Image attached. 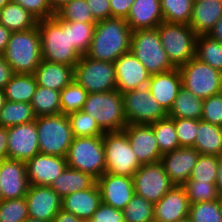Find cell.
<instances>
[{"label":"cell","mask_w":222,"mask_h":222,"mask_svg":"<svg viewBox=\"0 0 222 222\" xmlns=\"http://www.w3.org/2000/svg\"><path fill=\"white\" fill-rule=\"evenodd\" d=\"M132 30L122 18L100 20L94 28L87 57L97 61L115 62L122 54L130 52Z\"/></svg>","instance_id":"1"},{"label":"cell","mask_w":222,"mask_h":222,"mask_svg":"<svg viewBox=\"0 0 222 222\" xmlns=\"http://www.w3.org/2000/svg\"><path fill=\"white\" fill-rule=\"evenodd\" d=\"M42 60L75 67L81 55L70 44L69 22L52 18L38 20Z\"/></svg>","instance_id":"2"},{"label":"cell","mask_w":222,"mask_h":222,"mask_svg":"<svg viewBox=\"0 0 222 222\" xmlns=\"http://www.w3.org/2000/svg\"><path fill=\"white\" fill-rule=\"evenodd\" d=\"M3 55L14 73L34 74L42 61L38 26L26 31L12 32Z\"/></svg>","instance_id":"3"},{"label":"cell","mask_w":222,"mask_h":222,"mask_svg":"<svg viewBox=\"0 0 222 222\" xmlns=\"http://www.w3.org/2000/svg\"><path fill=\"white\" fill-rule=\"evenodd\" d=\"M82 111L90 115L104 132L123 131L128 124L122 93L117 89L88 94Z\"/></svg>","instance_id":"4"},{"label":"cell","mask_w":222,"mask_h":222,"mask_svg":"<svg viewBox=\"0 0 222 222\" xmlns=\"http://www.w3.org/2000/svg\"><path fill=\"white\" fill-rule=\"evenodd\" d=\"M35 121L40 153L66 157L74 138L68 116H39Z\"/></svg>","instance_id":"5"},{"label":"cell","mask_w":222,"mask_h":222,"mask_svg":"<svg viewBox=\"0 0 222 222\" xmlns=\"http://www.w3.org/2000/svg\"><path fill=\"white\" fill-rule=\"evenodd\" d=\"M107 174L133 177L142 165L132 150L126 132H105L102 136Z\"/></svg>","instance_id":"6"},{"label":"cell","mask_w":222,"mask_h":222,"mask_svg":"<svg viewBox=\"0 0 222 222\" xmlns=\"http://www.w3.org/2000/svg\"><path fill=\"white\" fill-rule=\"evenodd\" d=\"M157 30L168 59L175 68L195 57L198 35L189 25L162 22Z\"/></svg>","instance_id":"7"},{"label":"cell","mask_w":222,"mask_h":222,"mask_svg":"<svg viewBox=\"0 0 222 222\" xmlns=\"http://www.w3.org/2000/svg\"><path fill=\"white\" fill-rule=\"evenodd\" d=\"M130 51L151 75L175 68L161 44L157 28L133 30Z\"/></svg>","instance_id":"8"},{"label":"cell","mask_w":222,"mask_h":222,"mask_svg":"<svg viewBox=\"0 0 222 222\" xmlns=\"http://www.w3.org/2000/svg\"><path fill=\"white\" fill-rule=\"evenodd\" d=\"M68 167L90 174L96 180L105 172L102 136L74 137L66 155Z\"/></svg>","instance_id":"9"},{"label":"cell","mask_w":222,"mask_h":222,"mask_svg":"<svg viewBox=\"0 0 222 222\" xmlns=\"http://www.w3.org/2000/svg\"><path fill=\"white\" fill-rule=\"evenodd\" d=\"M73 80L89 94L114 91L116 90L115 64L93 60L83 55L74 67Z\"/></svg>","instance_id":"10"},{"label":"cell","mask_w":222,"mask_h":222,"mask_svg":"<svg viewBox=\"0 0 222 222\" xmlns=\"http://www.w3.org/2000/svg\"><path fill=\"white\" fill-rule=\"evenodd\" d=\"M182 77V87L196 97L207 99L222 92V72L192 58L178 68Z\"/></svg>","instance_id":"11"},{"label":"cell","mask_w":222,"mask_h":222,"mask_svg":"<svg viewBox=\"0 0 222 222\" xmlns=\"http://www.w3.org/2000/svg\"><path fill=\"white\" fill-rule=\"evenodd\" d=\"M124 115L128 124L151 125L168 116L164 108L153 98L148 86L122 93Z\"/></svg>","instance_id":"12"},{"label":"cell","mask_w":222,"mask_h":222,"mask_svg":"<svg viewBox=\"0 0 222 222\" xmlns=\"http://www.w3.org/2000/svg\"><path fill=\"white\" fill-rule=\"evenodd\" d=\"M133 182L135 194L153 204L175 186L160 161L142 164L133 175Z\"/></svg>","instance_id":"13"},{"label":"cell","mask_w":222,"mask_h":222,"mask_svg":"<svg viewBox=\"0 0 222 222\" xmlns=\"http://www.w3.org/2000/svg\"><path fill=\"white\" fill-rule=\"evenodd\" d=\"M38 153L36 121L8 127V159L27 162Z\"/></svg>","instance_id":"14"},{"label":"cell","mask_w":222,"mask_h":222,"mask_svg":"<svg viewBox=\"0 0 222 222\" xmlns=\"http://www.w3.org/2000/svg\"><path fill=\"white\" fill-rule=\"evenodd\" d=\"M28 216L53 222L62 208V198L50 186L30 185L25 196Z\"/></svg>","instance_id":"15"},{"label":"cell","mask_w":222,"mask_h":222,"mask_svg":"<svg viewBox=\"0 0 222 222\" xmlns=\"http://www.w3.org/2000/svg\"><path fill=\"white\" fill-rule=\"evenodd\" d=\"M114 64L116 89L120 93L148 86L151 74L131 51L122 54Z\"/></svg>","instance_id":"16"},{"label":"cell","mask_w":222,"mask_h":222,"mask_svg":"<svg viewBox=\"0 0 222 222\" xmlns=\"http://www.w3.org/2000/svg\"><path fill=\"white\" fill-rule=\"evenodd\" d=\"M127 138L141 164L159 162L162 153L159 150L152 125L127 124L124 128Z\"/></svg>","instance_id":"17"},{"label":"cell","mask_w":222,"mask_h":222,"mask_svg":"<svg viewBox=\"0 0 222 222\" xmlns=\"http://www.w3.org/2000/svg\"><path fill=\"white\" fill-rule=\"evenodd\" d=\"M200 153L194 147H179L162 155L160 162L175 186H183L190 178Z\"/></svg>","instance_id":"18"},{"label":"cell","mask_w":222,"mask_h":222,"mask_svg":"<svg viewBox=\"0 0 222 222\" xmlns=\"http://www.w3.org/2000/svg\"><path fill=\"white\" fill-rule=\"evenodd\" d=\"M96 183L101 201L119 210H123L135 195L133 177L104 173Z\"/></svg>","instance_id":"19"},{"label":"cell","mask_w":222,"mask_h":222,"mask_svg":"<svg viewBox=\"0 0 222 222\" xmlns=\"http://www.w3.org/2000/svg\"><path fill=\"white\" fill-rule=\"evenodd\" d=\"M29 186L26 162L12 159L0 162V189L3 200L25 197Z\"/></svg>","instance_id":"20"},{"label":"cell","mask_w":222,"mask_h":222,"mask_svg":"<svg viewBox=\"0 0 222 222\" xmlns=\"http://www.w3.org/2000/svg\"><path fill=\"white\" fill-rule=\"evenodd\" d=\"M67 166L66 157L38 153L26 162L29 184L51 186Z\"/></svg>","instance_id":"21"},{"label":"cell","mask_w":222,"mask_h":222,"mask_svg":"<svg viewBox=\"0 0 222 222\" xmlns=\"http://www.w3.org/2000/svg\"><path fill=\"white\" fill-rule=\"evenodd\" d=\"M190 202L183 186H174L154 204V219L176 222L188 216Z\"/></svg>","instance_id":"22"},{"label":"cell","mask_w":222,"mask_h":222,"mask_svg":"<svg viewBox=\"0 0 222 222\" xmlns=\"http://www.w3.org/2000/svg\"><path fill=\"white\" fill-rule=\"evenodd\" d=\"M182 87V77L178 68L151 75L148 88L153 98L168 113Z\"/></svg>","instance_id":"23"},{"label":"cell","mask_w":222,"mask_h":222,"mask_svg":"<svg viewBox=\"0 0 222 222\" xmlns=\"http://www.w3.org/2000/svg\"><path fill=\"white\" fill-rule=\"evenodd\" d=\"M131 30L157 28L164 17L160 0H135L125 19Z\"/></svg>","instance_id":"24"},{"label":"cell","mask_w":222,"mask_h":222,"mask_svg":"<svg viewBox=\"0 0 222 222\" xmlns=\"http://www.w3.org/2000/svg\"><path fill=\"white\" fill-rule=\"evenodd\" d=\"M101 193L95 182L90 188L69 194L62 199V209L82 220H90L101 204Z\"/></svg>","instance_id":"25"},{"label":"cell","mask_w":222,"mask_h":222,"mask_svg":"<svg viewBox=\"0 0 222 222\" xmlns=\"http://www.w3.org/2000/svg\"><path fill=\"white\" fill-rule=\"evenodd\" d=\"M38 86L61 91L74 78V67L42 60L34 72Z\"/></svg>","instance_id":"26"},{"label":"cell","mask_w":222,"mask_h":222,"mask_svg":"<svg viewBox=\"0 0 222 222\" xmlns=\"http://www.w3.org/2000/svg\"><path fill=\"white\" fill-rule=\"evenodd\" d=\"M222 16V0H194L189 26L197 35H207Z\"/></svg>","instance_id":"27"},{"label":"cell","mask_w":222,"mask_h":222,"mask_svg":"<svg viewBox=\"0 0 222 222\" xmlns=\"http://www.w3.org/2000/svg\"><path fill=\"white\" fill-rule=\"evenodd\" d=\"M194 147L201 155H222V127L198 120V131Z\"/></svg>","instance_id":"28"},{"label":"cell","mask_w":222,"mask_h":222,"mask_svg":"<svg viewBox=\"0 0 222 222\" xmlns=\"http://www.w3.org/2000/svg\"><path fill=\"white\" fill-rule=\"evenodd\" d=\"M95 182L90 174L67 166L50 187L63 199L71 193L90 188Z\"/></svg>","instance_id":"29"},{"label":"cell","mask_w":222,"mask_h":222,"mask_svg":"<svg viewBox=\"0 0 222 222\" xmlns=\"http://www.w3.org/2000/svg\"><path fill=\"white\" fill-rule=\"evenodd\" d=\"M0 24L11 32L26 31L36 27L38 19L21 5L9 2L0 10Z\"/></svg>","instance_id":"30"},{"label":"cell","mask_w":222,"mask_h":222,"mask_svg":"<svg viewBox=\"0 0 222 222\" xmlns=\"http://www.w3.org/2000/svg\"><path fill=\"white\" fill-rule=\"evenodd\" d=\"M203 99L196 97L191 91L181 87L168 116L171 118H189L201 120Z\"/></svg>","instance_id":"31"},{"label":"cell","mask_w":222,"mask_h":222,"mask_svg":"<svg viewBox=\"0 0 222 222\" xmlns=\"http://www.w3.org/2000/svg\"><path fill=\"white\" fill-rule=\"evenodd\" d=\"M37 86L34 74L15 73L4 88L6 100L30 103Z\"/></svg>","instance_id":"32"},{"label":"cell","mask_w":222,"mask_h":222,"mask_svg":"<svg viewBox=\"0 0 222 222\" xmlns=\"http://www.w3.org/2000/svg\"><path fill=\"white\" fill-rule=\"evenodd\" d=\"M36 120L30 103L6 101L0 111V127H11Z\"/></svg>","instance_id":"33"},{"label":"cell","mask_w":222,"mask_h":222,"mask_svg":"<svg viewBox=\"0 0 222 222\" xmlns=\"http://www.w3.org/2000/svg\"><path fill=\"white\" fill-rule=\"evenodd\" d=\"M30 104L36 117L61 114L60 91L37 86Z\"/></svg>","instance_id":"34"},{"label":"cell","mask_w":222,"mask_h":222,"mask_svg":"<svg viewBox=\"0 0 222 222\" xmlns=\"http://www.w3.org/2000/svg\"><path fill=\"white\" fill-rule=\"evenodd\" d=\"M195 58L222 72V43L208 35H198Z\"/></svg>","instance_id":"35"},{"label":"cell","mask_w":222,"mask_h":222,"mask_svg":"<svg viewBox=\"0 0 222 222\" xmlns=\"http://www.w3.org/2000/svg\"><path fill=\"white\" fill-rule=\"evenodd\" d=\"M152 125L155 138L162 154L173 151L181 147L176 135L173 118L167 116L154 122Z\"/></svg>","instance_id":"36"},{"label":"cell","mask_w":222,"mask_h":222,"mask_svg":"<svg viewBox=\"0 0 222 222\" xmlns=\"http://www.w3.org/2000/svg\"><path fill=\"white\" fill-rule=\"evenodd\" d=\"M164 22L189 25L194 0H160Z\"/></svg>","instance_id":"37"},{"label":"cell","mask_w":222,"mask_h":222,"mask_svg":"<svg viewBox=\"0 0 222 222\" xmlns=\"http://www.w3.org/2000/svg\"><path fill=\"white\" fill-rule=\"evenodd\" d=\"M88 92L74 80L60 91L61 114L82 110Z\"/></svg>","instance_id":"38"},{"label":"cell","mask_w":222,"mask_h":222,"mask_svg":"<svg viewBox=\"0 0 222 222\" xmlns=\"http://www.w3.org/2000/svg\"><path fill=\"white\" fill-rule=\"evenodd\" d=\"M67 116L73 137H98L105 133L97 122L82 110L69 113Z\"/></svg>","instance_id":"39"},{"label":"cell","mask_w":222,"mask_h":222,"mask_svg":"<svg viewBox=\"0 0 222 222\" xmlns=\"http://www.w3.org/2000/svg\"><path fill=\"white\" fill-rule=\"evenodd\" d=\"M96 23L69 22L70 44L81 55H85L93 39Z\"/></svg>","instance_id":"40"},{"label":"cell","mask_w":222,"mask_h":222,"mask_svg":"<svg viewBox=\"0 0 222 222\" xmlns=\"http://www.w3.org/2000/svg\"><path fill=\"white\" fill-rule=\"evenodd\" d=\"M154 204L144 197L134 195L123 209L125 222H150L154 219Z\"/></svg>","instance_id":"41"},{"label":"cell","mask_w":222,"mask_h":222,"mask_svg":"<svg viewBox=\"0 0 222 222\" xmlns=\"http://www.w3.org/2000/svg\"><path fill=\"white\" fill-rule=\"evenodd\" d=\"M55 15L63 21L67 22H85L97 23L93 17L86 0H72L68 4L59 9Z\"/></svg>","instance_id":"42"},{"label":"cell","mask_w":222,"mask_h":222,"mask_svg":"<svg viewBox=\"0 0 222 222\" xmlns=\"http://www.w3.org/2000/svg\"><path fill=\"white\" fill-rule=\"evenodd\" d=\"M188 217L192 222H222V209L219 199L190 204Z\"/></svg>","instance_id":"43"},{"label":"cell","mask_w":222,"mask_h":222,"mask_svg":"<svg viewBox=\"0 0 222 222\" xmlns=\"http://www.w3.org/2000/svg\"><path fill=\"white\" fill-rule=\"evenodd\" d=\"M218 162V156L200 154L188 180L216 184Z\"/></svg>","instance_id":"44"},{"label":"cell","mask_w":222,"mask_h":222,"mask_svg":"<svg viewBox=\"0 0 222 222\" xmlns=\"http://www.w3.org/2000/svg\"><path fill=\"white\" fill-rule=\"evenodd\" d=\"M183 187L186 190L190 204L210 202L219 199L217 187L214 183L187 180Z\"/></svg>","instance_id":"45"},{"label":"cell","mask_w":222,"mask_h":222,"mask_svg":"<svg viewBox=\"0 0 222 222\" xmlns=\"http://www.w3.org/2000/svg\"><path fill=\"white\" fill-rule=\"evenodd\" d=\"M28 217L25 197L0 201V222H23Z\"/></svg>","instance_id":"46"},{"label":"cell","mask_w":222,"mask_h":222,"mask_svg":"<svg viewBox=\"0 0 222 222\" xmlns=\"http://www.w3.org/2000/svg\"><path fill=\"white\" fill-rule=\"evenodd\" d=\"M176 135L181 147H192L198 131V119L173 118Z\"/></svg>","instance_id":"47"},{"label":"cell","mask_w":222,"mask_h":222,"mask_svg":"<svg viewBox=\"0 0 222 222\" xmlns=\"http://www.w3.org/2000/svg\"><path fill=\"white\" fill-rule=\"evenodd\" d=\"M201 120L222 127V93L203 100Z\"/></svg>","instance_id":"48"},{"label":"cell","mask_w":222,"mask_h":222,"mask_svg":"<svg viewBox=\"0 0 222 222\" xmlns=\"http://www.w3.org/2000/svg\"><path fill=\"white\" fill-rule=\"evenodd\" d=\"M11 2L21 5L38 20L52 18L55 15L49 0H11Z\"/></svg>","instance_id":"49"},{"label":"cell","mask_w":222,"mask_h":222,"mask_svg":"<svg viewBox=\"0 0 222 222\" xmlns=\"http://www.w3.org/2000/svg\"><path fill=\"white\" fill-rule=\"evenodd\" d=\"M90 222H125L123 210L116 209L103 202L93 213Z\"/></svg>","instance_id":"50"},{"label":"cell","mask_w":222,"mask_h":222,"mask_svg":"<svg viewBox=\"0 0 222 222\" xmlns=\"http://www.w3.org/2000/svg\"><path fill=\"white\" fill-rule=\"evenodd\" d=\"M86 3L93 17L97 21L111 18V6L109 0H86Z\"/></svg>","instance_id":"51"},{"label":"cell","mask_w":222,"mask_h":222,"mask_svg":"<svg viewBox=\"0 0 222 222\" xmlns=\"http://www.w3.org/2000/svg\"><path fill=\"white\" fill-rule=\"evenodd\" d=\"M111 6V18L126 19L135 0H109Z\"/></svg>","instance_id":"52"},{"label":"cell","mask_w":222,"mask_h":222,"mask_svg":"<svg viewBox=\"0 0 222 222\" xmlns=\"http://www.w3.org/2000/svg\"><path fill=\"white\" fill-rule=\"evenodd\" d=\"M14 74L13 68L6 62L4 55L0 54V89L5 88Z\"/></svg>","instance_id":"53"},{"label":"cell","mask_w":222,"mask_h":222,"mask_svg":"<svg viewBox=\"0 0 222 222\" xmlns=\"http://www.w3.org/2000/svg\"><path fill=\"white\" fill-rule=\"evenodd\" d=\"M8 159V127H0V162Z\"/></svg>","instance_id":"54"},{"label":"cell","mask_w":222,"mask_h":222,"mask_svg":"<svg viewBox=\"0 0 222 222\" xmlns=\"http://www.w3.org/2000/svg\"><path fill=\"white\" fill-rule=\"evenodd\" d=\"M84 220L75 216L74 214L63 210L62 208L59 210L53 222H83Z\"/></svg>","instance_id":"55"},{"label":"cell","mask_w":222,"mask_h":222,"mask_svg":"<svg viewBox=\"0 0 222 222\" xmlns=\"http://www.w3.org/2000/svg\"><path fill=\"white\" fill-rule=\"evenodd\" d=\"M11 31L0 24V54H4L10 39Z\"/></svg>","instance_id":"56"},{"label":"cell","mask_w":222,"mask_h":222,"mask_svg":"<svg viewBox=\"0 0 222 222\" xmlns=\"http://www.w3.org/2000/svg\"><path fill=\"white\" fill-rule=\"evenodd\" d=\"M207 35L213 40L222 43V16Z\"/></svg>","instance_id":"57"},{"label":"cell","mask_w":222,"mask_h":222,"mask_svg":"<svg viewBox=\"0 0 222 222\" xmlns=\"http://www.w3.org/2000/svg\"><path fill=\"white\" fill-rule=\"evenodd\" d=\"M216 187L219 196H222V155L219 156Z\"/></svg>","instance_id":"58"},{"label":"cell","mask_w":222,"mask_h":222,"mask_svg":"<svg viewBox=\"0 0 222 222\" xmlns=\"http://www.w3.org/2000/svg\"><path fill=\"white\" fill-rule=\"evenodd\" d=\"M72 0H49L50 7L54 13L61 9L64 5L68 4Z\"/></svg>","instance_id":"59"},{"label":"cell","mask_w":222,"mask_h":222,"mask_svg":"<svg viewBox=\"0 0 222 222\" xmlns=\"http://www.w3.org/2000/svg\"><path fill=\"white\" fill-rule=\"evenodd\" d=\"M6 101L7 100H6L4 89H0V111L3 108V106L5 105Z\"/></svg>","instance_id":"60"},{"label":"cell","mask_w":222,"mask_h":222,"mask_svg":"<svg viewBox=\"0 0 222 222\" xmlns=\"http://www.w3.org/2000/svg\"><path fill=\"white\" fill-rule=\"evenodd\" d=\"M23 222H46V221L38 220V219L32 218V217H28V218L25 219Z\"/></svg>","instance_id":"61"},{"label":"cell","mask_w":222,"mask_h":222,"mask_svg":"<svg viewBox=\"0 0 222 222\" xmlns=\"http://www.w3.org/2000/svg\"><path fill=\"white\" fill-rule=\"evenodd\" d=\"M11 0H0V10L6 6Z\"/></svg>","instance_id":"62"},{"label":"cell","mask_w":222,"mask_h":222,"mask_svg":"<svg viewBox=\"0 0 222 222\" xmlns=\"http://www.w3.org/2000/svg\"><path fill=\"white\" fill-rule=\"evenodd\" d=\"M176 222H192V221H191L190 218L187 216V217H185V218H183V219H180V220H178V221H176Z\"/></svg>","instance_id":"63"},{"label":"cell","mask_w":222,"mask_h":222,"mask_svg":"<svg viewBox=\"0 0 222 222\" xmlns=\"http://www.w3.org/2000/svg\"><path fill=\"white\" fill-rule=\"evenodd\" d=\"M219 201H220L221 209H222V196H219Z\"/></svg>","instance_id":"64"},{"label":"cell","mask_w":222,"mask_h":222,"mask_svg":"<svg viewBox=\"0 0 222 222\" xmlns=\"http://www.w3.org/2000/svg\"><path fill=\"white\" fill-rule=\"evenodd\" d=\"M1 200H3V199H2V192H1V189H0V201Z\"/></svg>","instance_id":"65"},{"label":"cell","mask_w":222,"mask_h":222,"mask_svg":"<svg viewBox=\"0 0 222 222\" xmlns=\"http://www.w3.org/2000/svg\"><path fill=\"white\" fill-rule=\"evenodd\" d=\"M150 222H161V221H158V220H156V219H153V220H151Z\"/></svg>","instance_id":"66"}]
</instances>
